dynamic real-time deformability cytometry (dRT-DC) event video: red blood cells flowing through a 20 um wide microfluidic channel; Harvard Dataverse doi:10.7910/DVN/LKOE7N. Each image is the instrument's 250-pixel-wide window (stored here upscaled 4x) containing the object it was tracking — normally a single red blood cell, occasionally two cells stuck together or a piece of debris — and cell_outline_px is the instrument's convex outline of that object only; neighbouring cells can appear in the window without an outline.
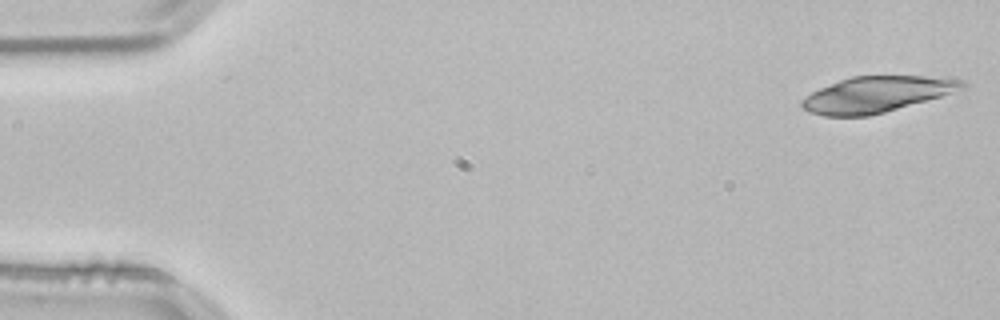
{"species": "common noctule bat (a hibernating species)", "species_latin": "Nyctalus noctula", "temperature_condition": "room temperature", "stored_images_in_passage": 9, "camera_frame_rate_fps": 3000, "um_per_image_px": 0.085, "animal": {"sex": "male", "body_mass_g": 21.5, "forearm_length_mm": 52.0}, "frame": {"image": 1, "passage_image": 1, "time_ms": 0.0, "image_size_px": [1000, 320], "cell_outline_px": [[968, 84], [964, 88], [940, 96], [884, 112], [868, 116], [824, 116], [808, 112], [800, 104], [800, 100], [812, 92], [820, 88], [840, 80], [852, 76], [924, 76], [964, 80]], "centroid_in_image_um": [74.48, 8.02], "position_along_channel_um": 10.5, "area_um2": 33.12}}